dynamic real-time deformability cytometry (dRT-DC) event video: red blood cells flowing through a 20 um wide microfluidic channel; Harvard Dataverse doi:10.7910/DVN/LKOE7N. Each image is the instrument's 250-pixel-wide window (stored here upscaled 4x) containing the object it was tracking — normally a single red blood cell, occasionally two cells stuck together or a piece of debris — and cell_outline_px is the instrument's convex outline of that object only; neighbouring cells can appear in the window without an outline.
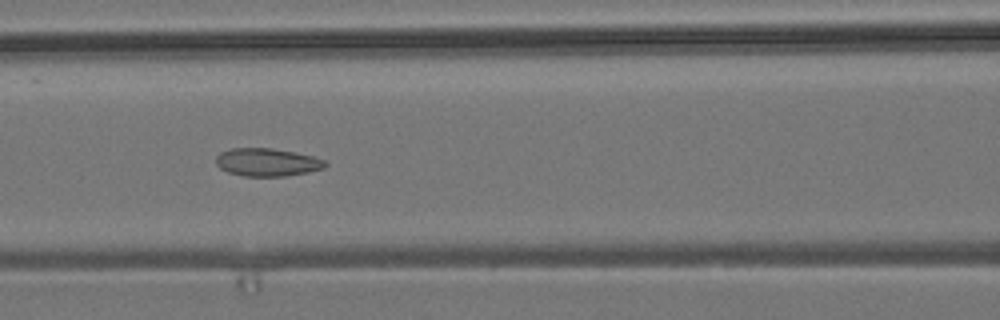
{"species": "common noctule bat (a hibernating species)", "species_latin": "Nyctalus noctula", "temperature_condition": "room temperature", "stored_images_in_passage": 53, "camera_frame_rate_fps": 3000, "um_per_image_px": 0.085, "animal": {"sex": "male", "body_mass_g": 19.2, "forearm_length_mm": 51.8}, "frame": {"image": 1, "passage_image": 22, "time_ms": 7.0, "image_size_px": [1000, 320], "cell_outline_px": [[328, 164], [324, 168], [308, 172], [288, 176], [244, 176], [228, 172], [220, 168], [216, 164], [216, 156], [220, 152], [232, 148], [272, 148], [296, 152], [312, 156], [324, 160]], "centroid_in_image_um": [22.71, 13.79], "position_along_channel_um": 143.9, "area_um2": 17.86}}
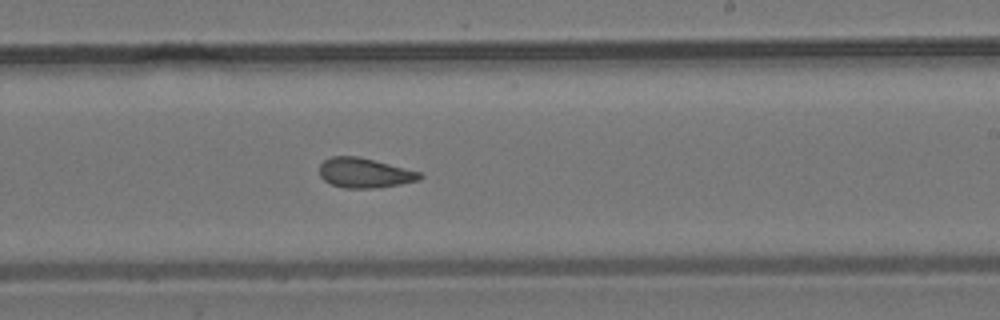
{"frame": {"image": 2, "passage_image": 31, "time_ms": 10.0, "image_size_px": [1000, 320], "cell_outline_px": [[424, 176], [420, 180], [400, 184], [372, 188], [344, 188], [332, 184], [324, 180], [320, 176], [320, 164], [324, 160], [332, 156], [360, 156], [420, 172]], "centroid_in_image_um": [30.99, 14.69], "position_along_channel_um": 258.0, "area_um2": 17.4}}
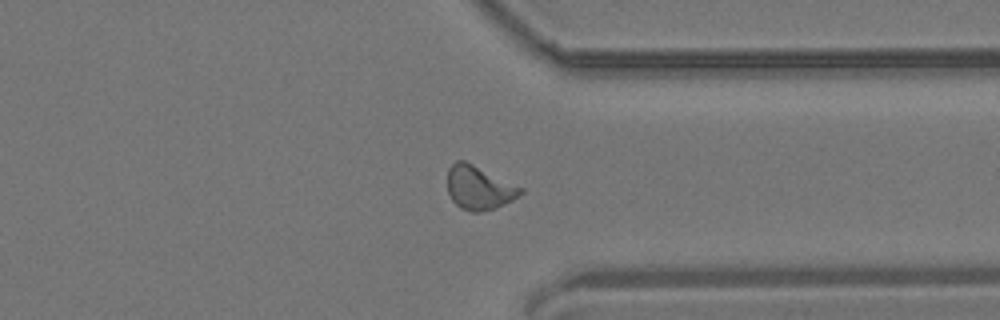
{"frame": {"image": 3, "passage_image": 40, "time_ms": 13.0, "image_size_px": [1000, 320], "cell_outline_px": [[524, 192], [512, 200], [496, 208], [480, 212], [472, 212], [460, 208], [452, 200], [448, 192], [448, 168], [456, 160], [464, 160], [524, 188]], "centroid_in_image_um": [40.71, 15.96], "position_along_channel_um": 370.7, "area_um2": 18.61}, "authors_computed_cell_mechanics": {"area_um2": 17.918, "velocity_mm_per_s": 3.8166, "shape_relaxation_time_tau1_ms": null, "shape_relaxation_time_tau2_ms": 2.871, "deformation_change_tau1": null, "deformation_change_tau2": 0.0855}}